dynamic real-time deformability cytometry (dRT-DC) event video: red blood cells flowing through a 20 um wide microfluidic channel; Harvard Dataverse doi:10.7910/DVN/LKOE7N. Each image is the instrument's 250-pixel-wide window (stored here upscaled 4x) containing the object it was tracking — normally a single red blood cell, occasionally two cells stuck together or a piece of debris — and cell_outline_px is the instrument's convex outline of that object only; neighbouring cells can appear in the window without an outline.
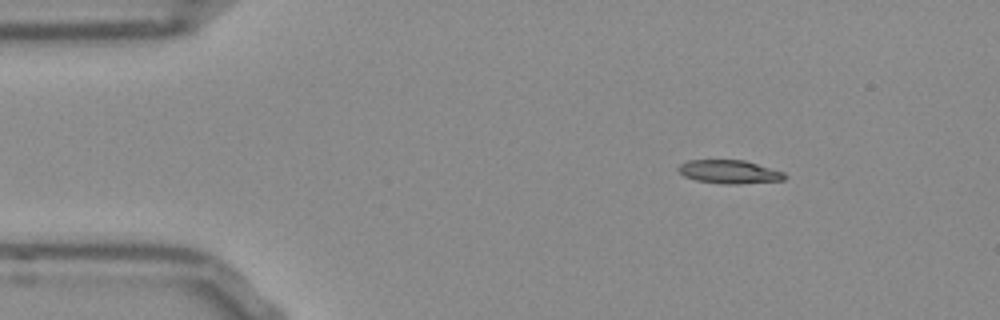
{"species": "Egyptian fruit bat (a non-hibernating species)", "species_latin": "Rousettus aegyptiacus", "temperature_condition": "room temperature", "stored_images_in_passage": 46, "camera_frame_rate_fps": 3000, "um_per_image_px": 0.085, "frame": {"image": 1, "passage_image": 1, "time_ms": 0.0, "image_size_px": [1000, 320], "cell_outline_px": [[788, 176], [784, 180], [740, 184], [724, 184], [696, 180], [684, 176], [676, 168], [680, 164], [688, 160], [744, 160], [784, 172]], "centroid_in_image_um": [62.0, 14.6], "position_along_channel_um": 23.0, "area_um2": 14.57}}
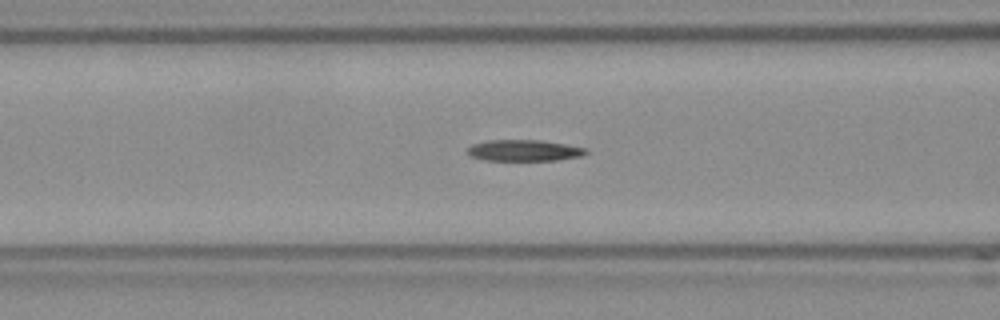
{"frame": {"image": 2, "passage_image": 14, "time_ms": 4.333, "image_size_px": [1000, 320], "cell_outline_px": [[588, 152], [580, 156], [556, 160], [484, 160], [468, 156], [468, 148], [472, 144], [488, 140], [540, 140], [588, 148]], "centroid_in_image_um": [44.52, 12.78], "position_along_channel_um": 122.1, "area_um2": 14.62}}
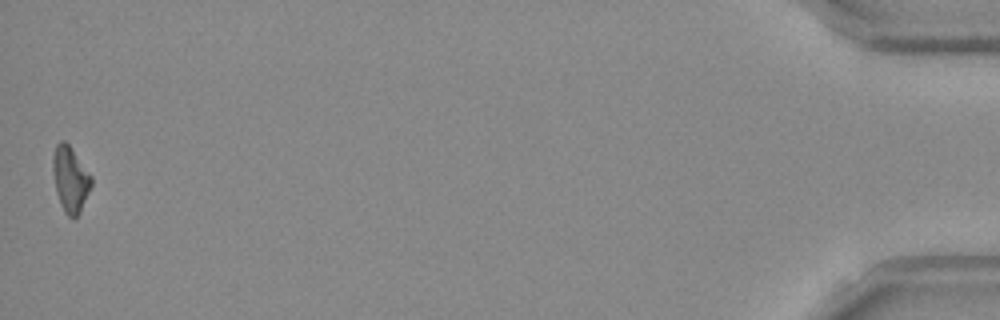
{"frame": {"image": 3, "passage_image": 46, "time_ms": 15.0, "image_size_px": [1000, 320], "cell_outline_px": [[92, 184], [80, 212], [76, 216], [68, 216], [64, 212], [60, 204], [52, 172], [52, 156], [56, 144], [60, 140], [64, 140], [68, 144], [92, 176]], "centroid_in_image_um": [5.96, 15.2], "position_along_channel_um": 429.2, "area_um2": 14.57}}